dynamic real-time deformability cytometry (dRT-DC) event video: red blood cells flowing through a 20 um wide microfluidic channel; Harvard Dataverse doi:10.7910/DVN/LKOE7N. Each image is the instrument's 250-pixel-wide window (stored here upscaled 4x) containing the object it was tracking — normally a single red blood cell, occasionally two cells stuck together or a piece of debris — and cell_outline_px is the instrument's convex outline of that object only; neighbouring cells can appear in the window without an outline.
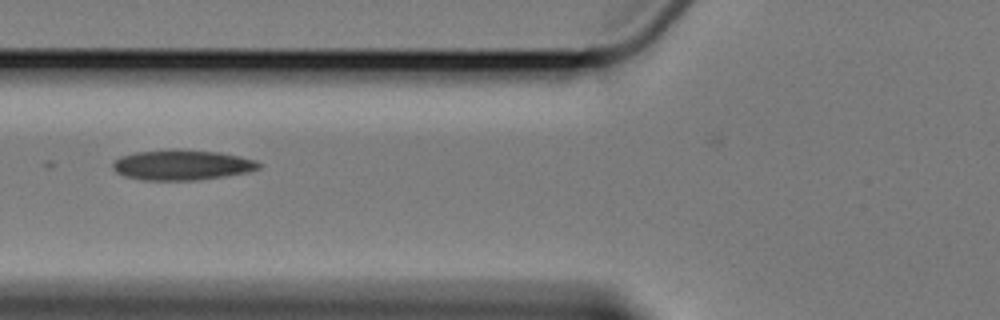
{"species": "Egyptian fruit bat (a non-hibernating species)", "species_latin": "Rousettus aegyptiacus", "temperature_condition": "cold", "stored_images_in_passage": 5, "camera_frame_rate_fps": 3000, "um_per_image_px": 0.085, "animal": {"sex": "female"}, "frame": {"image": 1, "passage_image": 4, "time_ms": 3.667, "image_size_px": [1000, 320], "cell_outline_px": [[264, 164], [260, 168], [248, 172], [224, 176], [196, 180], [144, 180], [124, 176], [116, 172], [112, 168], [112, 164], [120, 156], [136, 152], [168, 148], [180, 148], [220, 152], [240, 156], [256, 160]], "centroid_in_image_um": [15.48, 14.0], "position_along_channel_um": 110.3, "area_um2": 26.24}}